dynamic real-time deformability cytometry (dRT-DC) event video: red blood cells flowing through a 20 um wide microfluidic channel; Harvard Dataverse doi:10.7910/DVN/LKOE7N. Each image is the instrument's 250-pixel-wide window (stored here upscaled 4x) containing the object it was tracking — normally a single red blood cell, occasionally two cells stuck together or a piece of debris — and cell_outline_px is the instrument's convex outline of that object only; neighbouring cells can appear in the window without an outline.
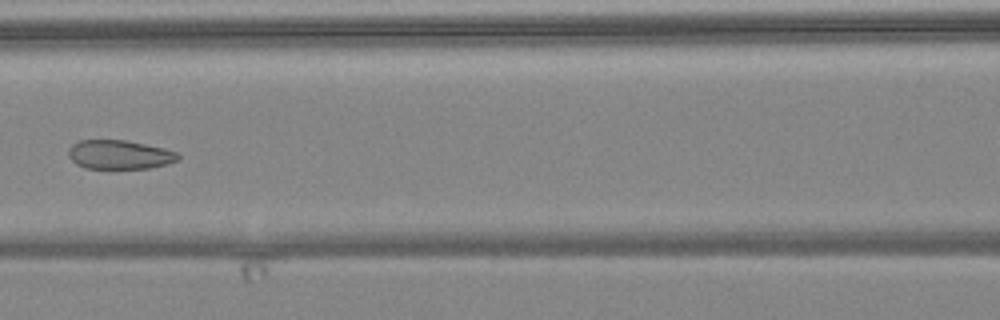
{"species": "common noctule bat (a hibernating species)", "species_latin": "Nyctalus noctula", "temperature_condition": "warm", "stored_images_in_passage": 8, "camera_frame_rate_fps": 3000, "um_per_image_px": 0.085, "animal": {"sex": "female", "body_mass_g": 24.6, "forearm_length_mm": 56.2}, "frame": {"image": 1, "passage_image": 6, "time_ms": 6.0, "image_size_px": [1000, 320], "cell_outline_px": [[180, 156], [176, 160], [168, 164], [148, 168], [84, 168], [76, 164], [68, 156], [68, 148], [72, 144], [80, 140], [128, 140], [164, 148], [176, 152]], "centroid_in_image_um": [10.13, 13.13], "position_along_channel_um": 156.5, "area_um2": 18.55}}
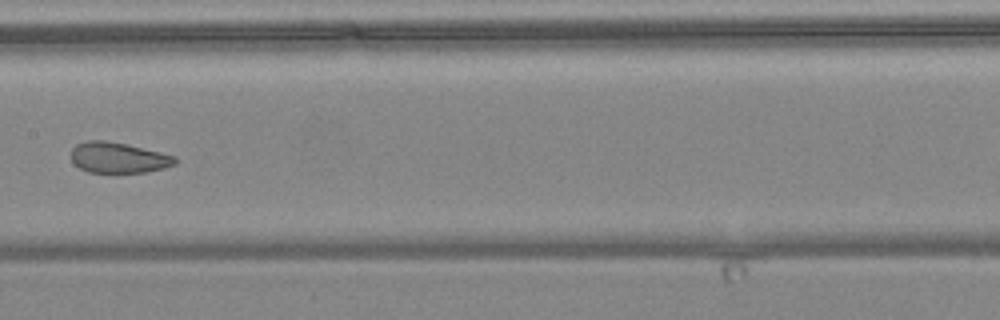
{"frame": {"image": 2, "passage_image": 7, "time_ms": 7.0, "image_size_px": [1000, 320], "cell_outline_px": [[176, 164], [164, 168], [148, 172], [88, 172], [80, 168], [72, 160], [72, 148], [76, 144], [88, 140], [104, 140], [124, 144], [160, 152], [176, 156]], "centroid_in_image_um": [10.07, 13.4], "position_along_channel_um": 197.3, "area_um2": 18.38}}